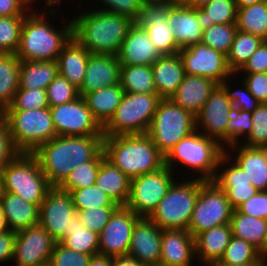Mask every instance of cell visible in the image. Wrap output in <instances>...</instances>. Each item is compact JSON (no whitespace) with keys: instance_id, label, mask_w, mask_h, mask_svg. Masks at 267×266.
Wrapping results in <instances>:
<instances>
[{"instance_id":"53","label":"cell","mask_w":267,"mask_h":266,"mask_svg":"<svg viewBox=\"0 0 267 266\" xmlns=\"http://www.w3.org/2000/svg\"><path fill=\"white\" fill-rule=\"evenodd\" d=\"M92 255L71 250L57 242L52 251L50 266H88Z\"/></svg>"},{"instance_id":"41","label":"cell","mask_w":267,"mask_h":266,"mask_svg":"<svg viewBox=\"0 0 267 266\" xmlns=\"http://www.w3.org/2000/svg\"><path fill=\"white\" fill-rule=\"evenodd\" d=\"M263 41L261 37L251 33L240 30L236 32L230 51L227 54V63L233 74H237Z\"/></svg>"},{"instance_id":"23","label":"cell","mask_w":267,"mask_h":266,"mask_svg":"<svg viewBox=\"0 0 267 266\" xmlns=\"http://www.w3.org/2000/svg\"><path fill=\"white\" fill-rule=\"evenodd\" d=\"M163 54L151 42L146 30L134 22L128 30L119 54L121 65L151 66Z\"/></svg>"},{"instance_id":"7","label":"cell","mask_w":267,"mask_h":266,"mask_svg":"<svg viewBox=\"0 0 267 266\" xmlns=\"http://www.w3.org/2000/svg\"><path fill=\"white\" fill-rule=\"evenodd\" d=\"M2 190L38 205L52 188L32 153L18 152L1 172Z\"/></svg>"},{"instance_id":"17","label":"cell","mask_w":267,"mask_h":266,"mask_svg":"<svg viewBox=\"0 0 267 266\" xmlns=\"http://www.w3.org/2000/svg\"><path fill=\"white\" fill-rule=\"evenodd\" d=\"M174 2L176 1H146L136 21L147 31L151 42L163 55L177 54L181 50L175 42L173 29L167 22L169 8Z\"/></svg>"},{"instance_id":"61","label":"cell","mask_w":267,"mask_h":266,"mask_svg":"<svg viewBox=\"0 0 267 266\" xmlns=\"http://www.w3.org/2000/svg\"><path fill=\"white\" fill-rule=\"evenodd\" d=\"M112 266H147L140 263L135 258L126 256H116L112 257Z\"/></svg>"},{"instance_id":"67","label":"cell","mask_w":267,"mask_h":266,"mask_svg":"<svg viewBox=\"0 0 267 266\" xmlns=\"http://www.w3.org/2000/svg\"><path fill=\"white\" fill-rule=\"evenodd\" d=\"M61 3H62V0H48V8L50 7L51 9H55V8H57L56 4L58 6Z\"/></svg>"},{"instance_id":"35","label":"cell","mask_w":267,"mask_h":266,"mask_svg":"<svg viewBox=\"0 0 267 266\" xmlns=\"http://www.w3.org/2000/svg\"><path fill=\"white\" fill-rule=\"evenodd\" d=\"M58 75L57 61H23L20 63L19 88L47 89Z\"/></svg>"},{"instance_id":"48","label":"cell","mask_w":267,"mask_h":266,"mask_svg":"<svg viewBox=\"0 0 267 266\" xmlns=\"http://www.w3.org/2000/svg\"><path fill=\"white\" fill-rule=\"evenodd\" d=\"M49 107L45 89L19 88L13 103L5 110H33Z\"/></svg>"},{"instance_id":"4","label":"cell","mask_w":267,"mask_h":266,"mask_svg":"<svg viewBox=\"0 0 267 266\" xmlns=\"http://www.w3.org/2000/svg\"><path fill=\"white\" fill-rule=\"evenodd\" d=\"M103 151L105 159L130 179L165 166V156L147 133L104 136Z\"/></svg>"},{"instance_id":"38","label":"cell","mask_w":267,"mask_h":266,"mask_svg":"<svg viewBox=\"0 0 267 266\" xmlns=\"http://www.w3.org/2000/svg\"><path fill=\"white\" fill-rule=\"evenodd\" d=\"M68 249L87 255L99 254V234L87 229L77 218L70 230L58 241Z\"/></svg>"},{"instance_id":"19","label":"cell","mask_w":267,"mask_h":266,"mask_svg":"<svg viewBox=\"0 0 267 266\" xmlns=\"http://www.w3.org/2000/svg\"><path fill=\"white\" fill-rule=\"evenodd\" d=\"M233 110V103L224 88L218 84L196 115V129L207 137L216 139L226 148V123L233 115Z\"/></svg>"},{"instance_id":"1","label":"cell","mask_w":267,"mask_h":266,"mask_svg":"<svg viewBox=\"0 0 267 266\" xmlns=\"http://www.w3.org/2000/svg\"><path fill=\"white\" fill-rule=\"evenodd\" d=\"M104 136H56L38 146L32 154L52 187H58L69 173L91 161L103 149Z\"/></svg>"},{"instance_id":"45","label":"cell","mask_w":267,"mask_h":266,"mask_svg":"<svg viewBox=\"0 0 267 266\" xmlns=\"http://www.w3.org/2000/svg\"><path fill=\"white\" fill-rule=\"evenodd\" d=\"M237 31L236 23L213 24L209 28L203 30L201 42L227 55Z\"/></svg>"},{"instance_id":"58","label":"cell","mask_w":267,"mask_h":266,"mask_svg":"<svg viewBox=\"0 0 267 266\" xmlns=\"http://www.w3.org/2000/svg\"><path fill=\"white\" fill-rule=\"evenodd\" d=\"M267 72V40L250 56L244 66L237 72L240 73H264Z\"/></svg>"},{"instance_id":"70","label":"cell","mask_w":267,"mask_h":266,"mask_svg":"<svg viewBox=\"0 0 267 266\" xmlns=\"http://www.w3.org/2000/svg\"><path fill=\"white\" fill-rule=\"evenodd\" d=\"M144 2L146 1H165V2H170V1H177V0H143Z\"/></svg>"},{"instance_id":"8","label":"cell","mask_w":267,"mask_h":266,"mask_svg":"<svg viewBox=\"0 0 267 266\" xmlns=\"http://www.w3.org/2000/svg\"><path fill=\"white\" fill-rule=\"evenodd\" d=\"M175 180L153 213L148 217L160 229L188 230L200 190V180Z\"/></svg>"},{"instance_id":"5","label":"cell","mask_w":267,"mask_h":266,"mask_svg":"<svg viewBox=\"0 0 267 266\" xmlns=\"http://www.w3.org/2000/svg\"><path fill=\"white\" fill-rule=\"evenodd\" d=\"M224 153L225 147L216 139L207 137L196 129L168 152L165 166L173 171L174 166L181 164L188 168L184 172H197L195 179L211 181L216 176L219 160Z\"/></svg>"},{"instance_id":"10","label":"cell","mask_w":267,"mask_h":266,"mask_svg":"<svg viewBox=\"0 0 267 266\" xmlns=\"http://www.w3.org/2000/svg\"><path fill=\"white\" fill-rule=\"evenodd\" d=\"M161 99L158 94L125 92L114 115L103 126V136L147 133Z\"/></svg>"},{"instance_id":"72","label":"cell","mask_w":267,"mask_h":266,"mask_svg":"<svg viewBox=\"0 0 267 266\" xmlns=\"http://www.w3.org/2000/svg\"><path fill=\"white\" fill-rule=\"evenodd\" d=\"M265 258H267V240H266V245H265Z\"/></svg>"},{"instance_id":"52","label":"cell","mask_w":267,"mask_h":266,"mask_svg":"<svg viewBox=\"0 0 267 266\" xmlns=\"http://www.w3.org/2000/svg\"><path fill=\"white\" fill-rule=\"evenodd\" d=\"M235 74L232 75V77H228L225 79L220 85L224 88L227 97L229 100L233 103L234 109H240L242 111H248L253 112L260 104L261 102L258 101L248 90L245 82L242 81L241 88L239 89H233L229 85V81H232L231 78H234ZM231 79V80H230ZM233 89V90H232ZM232 90V91H231Z\"/></svg>"},{"instance_id":"26","label":"cell","mask_w":267,"mask_h":266,"mask_svg":"<svg viewBox=\"0 0 267 266\" xmlns=\"http://www.w3.org/2000/svg\"><path fill=\"white\" fill-rule=\"evenodd\" d=\"M167 22L173 29L175 42L180 49L202 41L198 8L186 7L176 1L169 8Z\"/></svg>"},{"instance_id":"43","label":"cell","mask_w":267,"mask_h":266,"mask_svg":"<svg viewBox=\"0 0 267 266\" xmlns=\"http://www.w3.org/2000/svg\"><path fill=\"white\" fill-rule=\"evenodd\" d=\"M261 253L247 241L232 236L221 259L214 266H240L256 261Z\"/></svg>"},{"instance_id":"28","label":"cell","mask_w":267,"mask_h":266,"mask_svg":"<svg viewBox=\"0 0 267 266\" xmlns=\"http://www.w3.org/2000/svg\"><path fill=\"white\" fill-rule=\"evenodd\" d=\"M232 236L230 224L199 233L195 237V258L205 266H214L221 259Z\"/></svg>"},{"instance_id":"69","label":"cell","mask_w":267,"mask_h":266,"mask_svg":"<svg viewBox=\"0 0 267 266\" xmlns=\"http://www.w3.org/2000/svg\"><path fill=\"white\" fill-rule=\"evenodd\" d=\"M3 190H2V178H1V172H0V196L2 194Z\"/></svg>"},{"instance_id":"12","label":"cell","mask_w":267,"mask_h":266,"mask_svg":"<svg viewBox=\"0 0 267 266\" xmlns=\"http://www.w3.org/2000/svg\"><path fill=\"white\" fill-rule=\"evenodd\" d=\"M174 171L167 166L131 179L126 207L140 217H149L175 181Z\"/></svg>"},{"instance_id":"2","label":"cell","mask_w":267,"mask_h":266,"mask_svg":"<svg viewBox=\"0 0 267 266\" xmlns=\"http://www.w3.org/2000/svg\"><path fill=\"white\" fill-rule=\"evenodd\" d=\"M36 10L35 6L25 16L16 55L23 61H56L63 47L73 37L72 19L69 22L66 20L64 26L58 29L48 19L53 15L55 17L59 8L58 11L57 8L45 12Z\"/></svg>"},{"instance_id":"3","label":"cell","mask_w":267,"mask_h":266,"mask_svg":"<svg viewBox=\"0 0 267 266\" xmlns=\"http://www.w3.org/2000/svg\"><path fill=\"white\" fill-rule=\"evenodd\" d=\"M88 10L71 18L73 37L91 54L117 56L134 21L96 8Z\"/></svg>"},{"instance_id":"68","label":"cell","mask_w":267,"mask_h":266,"mask_svg":"<svg viewBox=\"0 0 267 266\" xmlns=\"http://www.w3.org/2000/svg\"><path fill=\"white\" fill-rule=\"evenodd\" d=\"M30 9H32V7H34V4H36L35 1L37 0H22ZM46 3V6L48 7V0H44ZM32 3V4H31ZM34 3V4H33ZM33 5V6H32ZM32 6V7H31Z\"/></svg>"},{"instance_id":"21","label":"cell","mask_w":267,"mask_h":266,"mask_svg":"<svg viewBox=\"0 0 267 266\" xmlns=\"http://www.w3.org/2000/svg\"><path fill=\"white\" fill-rule=\"evenodd\" d=\"M160 229L147 217H141L134 225L127 255L145 265L158 264L161 258Z\"/></svg>"},{"instance_id":"42","label":"cell","mask_w":267,"mask_h":266,"mask_svg":"<svg viewBox=\"0 0 267 266\" xmlns=\"http://www.w3.org/2000/svg\"><path fill=\"white\" fill-rule=\"evenodd\" d=\"M105 159L103 149L91 160L81 163L69 173L66 179L58 186L62 191L90 187L95 184L101 162Z\"/></svg>"},{"instance_id":"11","label":"cell","mask_w":267,"mask_h":266,"mask_svg":"<svg viewBox=\"0 0 267 266\" xmlns=\"http://www.w3.org/2000/svg\"><path fill=\"white\" fill-rule=\"evenodd\" d=\"M233 210L225 191L212 180H200V190L188 231L195 238L203 231L230 224Z\"/></svg>"},{"instance_id":"59","label":"cell","mask_w":267,"mask_h":266,"mask_svg":"<svg viewBox=\"0 0 267 266\" xmlns=\"http://www.w3.org/2000/svg\"><path fill=\"white\" fill-rule=\"evenodd\" d=\"M31 10L22 0H0V16H26Z\"/></svg>"},{"instance_id":"14","label":"cell","mask_w":267,"mask_h":266,"mask_svg":"<svg viewBox=\"0 0 267 266\" xmlns=\"http://www.w3.org/2000/svg\"><path fill=\"white\" fill-rule=\"evenodd\" d=\"M178 54L185 74L206 77L217 84L233 75L227 63V55L202 42L182 48Z\"/></svg>"},{"instance_id":"31","label":"cell","mask_w":267,"mask_h":266,"mask_svg":"<svg viewBox=\"0 0 267 266\" xmlns=\"http://www.w3.org/2000/svg\"><path fill=\"white\" fill-rule=\"evenodd\" d=\"M91 53L84 48L74 37L63 47L58 55V74L63 76L76 88H80Z\"/></svg>"},{"instance_id":"46","label":"cell","mask_w":267,"mask_h":266,"mask_svg":"<svg viewBox=\"0 0 267 266\" xmlns=\"http://www.w3.org/2000/svg\"><path fill=\"white\" fill-rule=\"evenodd\" d=\"M76 212L101 206H118L96 184L86 188H79L69 192Z\"/></svg>"},{"instance_id":"56","label":"cell","mask_w":267,"mask_h":266,"mask_svg":"<svg viewBox=\"0 0 267 266\" xmlns=\"http://www.w3.org/2000/svg\"><path fill=\"white\" fill-rule=\"evenodd\" d=\"M246 74V75H245ZM241 78L250 93L261 103L267 101V72L264 73H243Z\"/></svg>"},{"instance_id":"22","label":"cell","mask_w":267,"mask_h":266,"mask_svg":"<svg viewBox=\"0 0 267 266\" xmlns=\"http://www.w3.org/2000/svg\"><path fill=\"white\" fill-rule=\"evenodd\" d=\"M121 64L116 55L111 54H91L89 56L85 76L81 87L78 89L79 95L84 96L102 89L120 84Z\"/></svg>"},{"instance_id":"18","label":"cell","mask_w":267,"mask_h":266,"mask_svg":"<svg viewBox=\"0 0 267 266\" xmlns=\"http://www.w3.org/2000/svg\"><path fill=\"white\" fill-rule=\"evenodd\" d=\"M140 218L126 206H119L99 234V254L111 257L126 256L134 225Z\"/></svg>"},{"instance_id":"55","label":"cell","mask_w":267,"mask_h":266,"mask_svg":"<svg viewBox=\"0 0 267 266\" xmlns=\"http://www.w3.org/2000/svg\"><path fill=\"white\" fill-rule=\"evenodd\" d=\"M237 210L244 215L267 220V191H258L243 202Z\"/></svg>"},{"instance_id":"33","label":"cell","mask_w":267,"mask_h":266,"mask_svg":"<svg viewBox=\"0 0 267 266\" xmlns=\"http://www.w3.org/2000/svg\"><path fill=\"white\" fill-rule=\"evenodd\" d=\"M232 235L243 239L254 246L265 257L267 240V220L244 215L237 209L233 210L230 220Z\"/></svg>"},{"instance_id":"64","label":"cell","mask_w":267,"mask_h":266,"mask_svg":"<svg viewBox=\"0 0 267 266\" xmlns=\"http://www.w3.org/2000/svg\"><path fill=\"white\" fill-rule=\"evenodd\" d=\"M8 230L9 229H8V226H7L6 221H5V217L3 214V206H2L1 199H0V234L7 232Z\"/></svg>"},{"instance_id":"24","label":"cell","mask_w":267,"mask_h":266,"mask_svg":"<svg viewBox=\"0 0 267 266\" xmlns=\"http://www.w3.org/2000/svg\"><path fill=\"white\" fill-rule=\"evenodd\" d=\"M195 238L183 229H164L161 235L160 263L167 266H192Z\"/></svg>"},{"instance_id":"57","label":"cell","mask_w":267,"mask_h":266,"mask_svg":"<svg viewBox=\"0 0 267 266\" xmlns=\"http://www.w3.org/2000/svg\"><path fill=\"white\" fill-rule=\"evenodd\" d=\"M18 151L12 144L7 123L0 119V172L16 156Z\"/></svg>"},{"instance_id":"13","label":"cell","mask_w":267,"mask_h":266,"mask_svg":"<svg viewBox=\"0 0 267 266\" xmlns=\"http://www.w3.org/2000/svg\"><path fill=\"white\" fill-rule=\"evenodd\" d=\"M50 112L57 136H103V127L92 115L83 96L51 106Z\"/></svg>"},{"instance_id":"50","label":"cell","mask_w":267,"mask_h":266,"mask_svg":"<svg viewBox=\"0 0 267 266\" xmlns=\"http://www.w3.org/2000/svg\"><path fill=\"white\" fill-rule=\"evenodd\" d=\"M46 92L49 107L71 102L80 96L78 88L60 74L49 84Z\"/></svg>"},{"instance_id":"9","label":"cell","mask_w":267,"mask_h":266,"mask_svg":"<svg viewBox=\"0 0 267 266\" xmlns=\"http://www.w3.org/2000/svg\"><path fill=\"white\" fill-rule=\"evenodd\" d=\"M195 130L196 116L168 98L159 101L147 134L166 156L181 139Z\"/></svg>"},{"instance_id":"29","label":"cell","mask_w":267,"mask_h":266,"mask_svg":"<svg viewBox=\"0 0 267 266\" xmlns=\"http://www.w3.org/2000/svg\"><path fill=\"white\" fill-rule=\"evenodd\" d=\"M154 85L162 99L170 98L185 76V69L179 54L163 55L152 65Z\"/></svg>"},{"instance_id":"49","label":"cell","mask_w":267,"mask_h":266,"mask_svg":"<svg viewBox=\"0 0 267 266\" xmlns=\"http://www.w3.org/2000/svg\"><path fill=\"white\" fill-rule=\"evenodd\" d=\"M241 142L248 147L267 148V107L264 103L252 112V130L244 143L243 139Z\"/></svg>"},{"instance_id":"51","label":"cell","mask_w":267,"mask_h":266,"mask_svg":"<svg viewBox=\"0 0 267 266\" xmlns=\"http://www.w3.org/2000/svg\"><path fill=\"white\" fill-rule=\"evenodd\" d=\"M119 206H101L84 209L77 212L81 223L89 230L100 234L109 222L111 215Z\"/></svg>"},{"instance_id":"44","label":"cell","mask_w":267,"mask_h":266,"mask_svg":"<svg viewBox=\"0 0 267 266\" xmlns=\"http://www.w3.org/2000/svg\"><path fill=\"white\" fill-rule=\"evenodd\" d=\"M25 16H0V53L16 54Z\"/></svg>"},{"instance_id":"40","label":"cell","mask_w":267,"mask_h":266,"mask_svg":"<svg viewBox=\"0 0 267 266\" xmlns=\"http://www.w3.org/2000/svg\"><path fill=\"white\" fill-rule=\"evenodd\" d=\"M237 29L267 40V5L262 1L237 8Z\"/></svg>"},{"instance_id":"47","label":"cell","mask_w":267,"mask_h":266,"mask_svg":"<svg viewBox=\"0 0 267 266\" xmlns=\"http://www.w3.org/2000/svg\"><path fill=\"white\" fill-rule=\"evenodd\" d=\"M251 130L252 112L234 109L226 123V147L240 143V139L247 137Z\"/></svg>"},{"instance_id":"32","label":"cell","mask_w":267,"mask_h":266,"mask_svg":"<svg viewBox=\"0 0 267 266\" xmlns=\"http://www.w3.org/2000/svg\"><path fill=\"white\" fill-rule=\"evenodd\" d=\"M95 184L118 206H126L131 179L119 168L104 159L99 167Z\"/></svg>"},{"instance_id":"37","label":"cell","mask_w":267,"mask_h":266,"mask_svg":"<svg viewBox=\"0 0 267 266\" xmlns=\"http://www.w3.org/2000/svg\"><path fill=\"white\" fill-rule=\"evenodd\" d=\"M120 85L124 92L157 94L151 66L121 65Z\"/></svg>"},{"instance_id":"20","label":"cell","mask_w":267,"mask_h":266,"mask_svg":"<svg viewBox=\"0 0 267 266\" xmlns=\"http://www.w3.org/2000/svg\"><path fill=\"white\" fill-rule=\"evenodd\" d=\"M220 167L225 169H219ZM212 181L226 192L227 199L233 209H237L243 202L259 191L251 184L246 172L231 160L226 152L219 160L216 176Z\"/></svg>"},{"instance_id":"25","label":"cell","mask_w":267,"mask_h":266,"mask_svg":"<svg viewBox=\"0 0 267 266\" xmlns=\"http://www.w3.org/2000/svg\"><path fill=\"white\" fill-rule=\"evenodd\" d=\"M232 150L234 154L237 152L235 157L231 155ZM225 152L246 172L257 190L267 191V148L248 147L237 143L226 147Z\"/></svg>"},{"instance_id":"54","label":"cell","mask_w":267,"mask_h":266,"mask_svg":"<svg viewBox=\"0 0 267 266\" xmlns=\"http://www.w3.org/2000/svg\"><path fill=\"white\" fill-rule=\"evenodd\" d=\"M105 6L99 10L107 11L114 14L129 17L134 22L137 21L142 12L144 1L143 0H100Z\"/></svg>"},{"instance_id":"71","label":"cell","mask_w":267,"mask_h":266,"mask_svg":"<svg viewBox=\"0 0 267 266\" xmlns=\"http://www.w3.org/2000/svg\"><path fill=\"white\" fill-rule=\"evenodd\" d=\"M147 266H167V265H163L161 263H158V264H150V265H147Z\"/></svg>"},{"instance_id":"60","label":"cell","mask_w":267,"mask_h":266,"mask_svg":"<svg viewBox=\"0 0 267 266\" xmlns=\"http://www.w3.org/2000/svg\"><path fill=\"white\" fill-rule=\"evenodd\" d=\"M16 232L8 230L0 234V262L13 260Z\"/></svg>"},{"instance_id":"34","label":"cell","mask_w":267,"mask_h":266,"mask_svg":"<svg viewBox=\"0 0 267 266\" xmlns=\"http://www.w3.org/2000/svg\"><path fill=\"white\" fill-rule=\"evenodd\" d=\"M125 92L120 84L103 87L97 91L86 93L83 98L94 118L103 127L114 115Z\"/></svg>"},{"instance_id":"65","label":"cell","mask_w":267,"mask_h":266,"mask_svg":"<svg viewBox=\"0 0 267 266\" xmlns=\"http://www.w3.org/2000/svg\"><path fill=\"white\" fill-rule=\"evenodd\" d=\"M237 8L251 6L253 4L262 2L263 0H234Z\"/></svg>"},{"instance_id":"66","label":"cell","mask_w":267,"mask_h":266,"mask_svg":"<svg viewBox=\"0 0 267 266\" xmlns=\"http://www.w3.org/2000/svg\"><path fill=\"white\" fill-rule=\"evenodd\" d=\"M240 266H267V259L261 255L256 261Z\"/></svg>"},{"instance_id":"36","label":"cell","mask_w":267,"mask_h":266,"mask_svg":"<svg viewBox=\"0 0 267 266\" xmlns=\"http://www.w3.org/2000/svg\"><path fill=\"white\" fill-rule=\"evenodd\" d=\"M21 60L16 54L0 53V112L13 103L19 89Z\"/></svg>"},{"instance_id":"6","label":"cell","mask_w":267,"mask_h":266,"mask_svg":"<svg viewBox=\"0 0 267 266\" xmlns=\"http://www.w3.org/2000/svg\"><path fill=\"white\" fill-rule=\"evenodd\" d=\"M12 144L18 152L32 153L57 136L50 107L33 110H4Z\"/></svg>"},{"instance_id":"62","label":"cell","mask_w":267,"mask_h":266,"mask_svg":"<svg viewBox=\"0 0 267 266\" xmlns=\"http://www.w3.org/2000/svg\"><path fill=\"white\" fill-rule=\"evenodd\" d=\"M88 266H112V257L106 255H93Z\"/></svg>"},{"instance_id":"15","label":"cell","mask_w":267,"mask_h":266,"mask_svg":"<svg viewBox=\"0 0 267 266\" xmlns=\"http://www.w3.org/2000/svg\"><path fill=\"white\" fill-rule=\"evenodd\" d=\"M77 218L71 194L52 187L40 205L39 224L58 242Z\"/></svg>"},{"instance_id":"39","label":"cell","mask_w":267,"mask_h":266,"mask_svg":"<svg viewBox=\"0 0 267 266\" xmlns=\"http://www.w3.org/2000/svg\"><path fill=\"white\" fill-rule=\"evenodd\" d=\"M198 18L202 30L213 24L236 23V3L234 0H213L198 8Z\"/></svg>"},{"instance_id":"16","label":"cell","mask_w":267,"mask_h":266,"mask_svg":"<svg viewBox=\"0 0 267 266\" xmlns=\"http://www.w3.org/2000/svg\"><path fill=\"white\" fill-rule=\"evenodd\" d=\"M57 241L40 225L16 232L13 261L16 266H45Z\"/></svg>"},{"instance_id":"63","label":"cell","mask_w":267,"mask_h":266,"mask_svg":"<svg viewBox=\"0 0 267 266\" xmlns=\"http://www.w3.org/2000/svg\"><path fill=\"white\" fill-rule=\"evenodd\" d=\"M180 4L190 8H201L213 0H177Z\"/></svg>"},{"instance_id":"27","label":"cell","mask_w":267,"mask_h":266,"mask_svg":"<svg viewBox=\"0 0 267 266\" xmlns=\"http://www.w3.org/2000/svg\"><path fill=\"white\" fill-rule=\"evenodd\" d=\"M217 85L212 79L185 74L183 81L170 99L196 116Z\"/></svg>"},{"instance_id":"30","label":"cell","mask_w":267,"mask_h":266,"mask_svg":"<svg viewBox=\"0 0 267 266\" xmlns=\"http://www.w3.org/2000/svg\"><path fill=\"white\" fill-rule=\"evenodd\" d=\"M0 199L10 231L18 232L39 224L40 207L38 205L26 202L22 197L10 192H2Z\"/></svg>"}]
</instances>
